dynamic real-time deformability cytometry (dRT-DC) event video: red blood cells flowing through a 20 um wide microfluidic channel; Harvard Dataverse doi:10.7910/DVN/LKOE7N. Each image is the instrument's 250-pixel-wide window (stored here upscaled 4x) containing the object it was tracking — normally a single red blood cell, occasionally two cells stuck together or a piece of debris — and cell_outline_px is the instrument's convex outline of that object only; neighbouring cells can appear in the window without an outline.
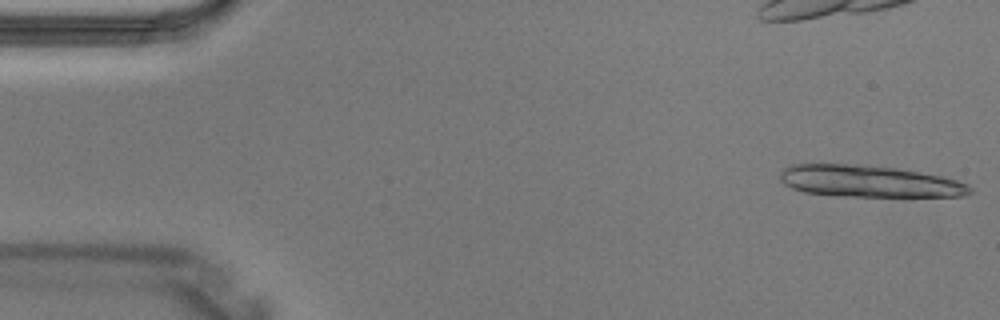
{"species": "Egyptian fruit bat (a non-hibernating species)", "species_latin": "Rousettus aegyptiacus", "temperature_condition": "warm", "stored_images_in_passage": 7, "camera_frame_rate_fps": 3000, "um_per_image_px": 0.085, "animal": {"sex": "male"}, "frame": {"image": 1, "passage_image": 1, "time_ms": 0.0, "image_size_px": [1000, 320], "cell_outline_px": [[972, 192], [964, 196], [844, 196], [804, 192], [792, 188], [784, 184], [780, 180], [780, 172], [788, 164], [864, 164], [896, 168], [944, 176], [968, 184], [972, 188]], "centroid_in_image_um": [73.86, 15.4], "position_along_channel_um": 11.1, "area_um2": 35.32}}